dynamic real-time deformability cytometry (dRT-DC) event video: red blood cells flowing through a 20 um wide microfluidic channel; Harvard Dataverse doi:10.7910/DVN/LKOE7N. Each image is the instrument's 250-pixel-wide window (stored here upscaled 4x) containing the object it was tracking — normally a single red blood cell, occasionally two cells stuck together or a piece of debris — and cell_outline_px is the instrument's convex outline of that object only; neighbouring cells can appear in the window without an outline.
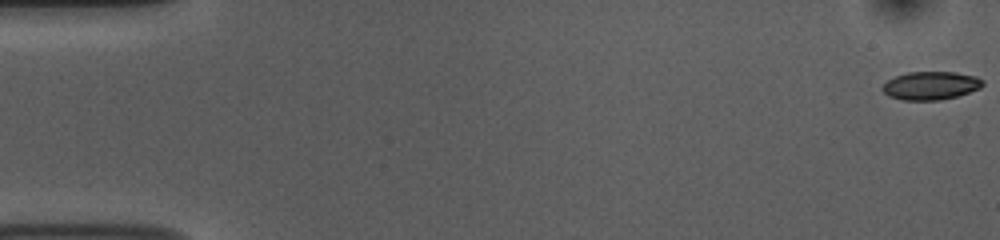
{"species": "common noctule bat (a hibernating species)", "species_latin": "Nyctalus noctula", "temperature_condition": "room temperature", "stored_images_in_passage": 54, "camera_frame_rate_fps": 3000, "um_per_image_px": 0.085, "animal": {"sex": "female", "body_mass_g": 10.0, "forearm_length_mm": 53.1}, "frame": {"image": 1, "passage_image": 1, "time_ms": 0.0, "image_size_px": [1000, 240], "cell_outline_px": [[984, 84], [980, 88], [956, 96], [940, 100], [904, 100], [888, 96], [880, 88], [888, 80], [896, 76], [908, 72], [956, 72], [976, 76], [984, 80]], "centroid_in_image_um": [79.12, 7.27], "position_along_channel_um": 5.9, "area_um2": 16.47}}
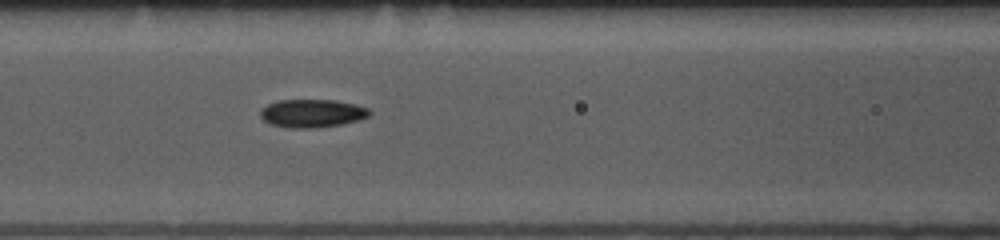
{"frame": {"image": 2, "passage_image": 23, "time_ms": 7.333, "image_size_px": [1000, 240], "cell_outline_px": [[372, 112], [368, 116], [356, 120], [340, 124], [312, 128], [292, 128], [272, 124], [264, 120], [260, 116], [260, 108], [268, 104], [280, 100], [336, 100], [368, 108]], "centroid_in_image_um": [26.5, 9.62], "position_along_channel_um": 140.1, "area_um2": 17.63}}
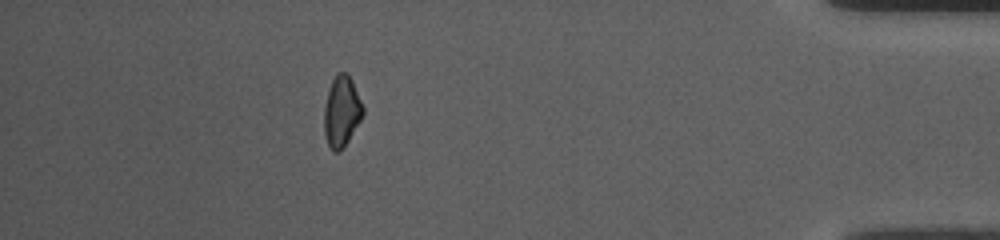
{"frame": {"image": 3, "passage_image": 48, "time_ms": 15.667, "image_size_px": [1000, 240], "cell_outline_px": [[364, 112], [360, 120], [348, 140], [340, 152], [332, 152], [324, 136], [324, 108], [328, 88], [336, 72], [344, 72], [352, 80], [364, 108]], "centroid_in_image_um": [29.01, 9.48], "position_along_channel_um": 406.2, "area_um2": 16.01}, "authors_computed_cell_mechanics": {"area_um2": 16.8198, "velocity_mm_per_s": 3.7736, "shape_relaxation_time_tau1_ms": 4.6606, "shape_relaxation_time_tau2_ms": 4.6733, "deformation_change_tau1": 0.1277, "deformation_change_tau2": 0.1071}}